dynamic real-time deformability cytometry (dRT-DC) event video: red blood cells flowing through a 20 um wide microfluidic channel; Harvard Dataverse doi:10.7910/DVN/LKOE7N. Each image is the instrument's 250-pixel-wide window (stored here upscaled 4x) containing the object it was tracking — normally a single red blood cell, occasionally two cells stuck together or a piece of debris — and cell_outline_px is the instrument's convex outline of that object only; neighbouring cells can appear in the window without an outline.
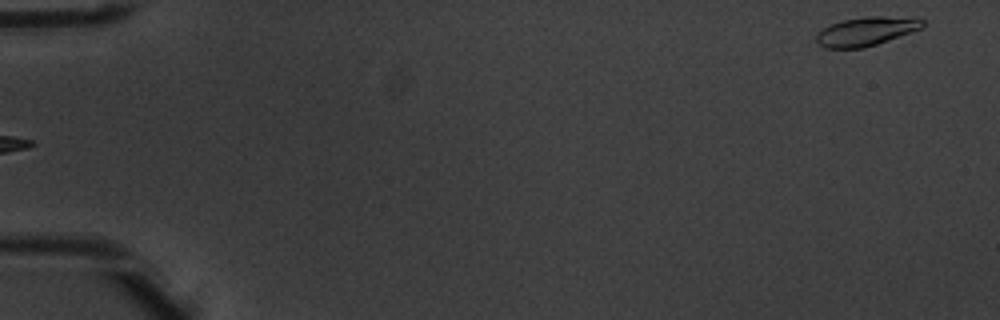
{"species": "common noctule bat (a hibernating species)", "species_latin": "Nyctalus noctula", "temperature_condition": "warm", "stored_images_in_passage": 5, "camera_frame_rate_fps": 3000, "um_per_image_px": 0.085, "animal": {"sex": "male", "body_mass_g": 20.1, "forearm_length_mm": 53.5}, "frame": {"image": 1, "passage_image": 5, "time_ms": 1.333, "image_size_px": [1000, 320], "cell_outline_px": [[924, 24], [920, 28], [888, 40], [864, 48], [824, 48], [816, 44], [816, 36], [824, 28], [832, 24], [844, 20], [864, 16], [920, 16], [924, 20]], "centroid_in_image_um": [73.66, 2.64], "position_along_channel_um": 11.3, "area_um2": 17.92}}